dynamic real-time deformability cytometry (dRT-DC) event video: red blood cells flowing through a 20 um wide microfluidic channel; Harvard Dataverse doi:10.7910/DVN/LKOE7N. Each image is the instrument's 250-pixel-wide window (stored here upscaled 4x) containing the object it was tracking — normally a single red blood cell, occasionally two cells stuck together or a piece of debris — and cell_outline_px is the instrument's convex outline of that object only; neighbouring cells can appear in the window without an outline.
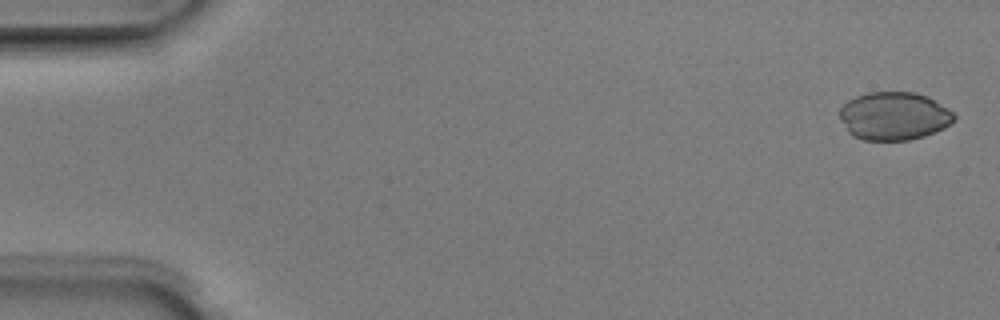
{"species": "Egyptian fruit bat (a non-hibernating species)", "species_latin": "Rousettus aegyptiacus", "temperature_condition": "room temperature", "stored_images_in_passage": 6, "camera_frame_rate_fps": 3000, "um_per_image_px": 0.085, "animal": {"sex": "male"}, "frame": {"image": 1, "passage_image": 1, "time_ms": 0.0, "image_size_px": [1000, 320], "cell_outline_px": [[956, 120], [944, 128], [924, 136], [908, 140], [864, 140], [852, 136], [848, 132], [840, 120], [840, 108], [848, 100], [856, 96], [868, 92], [916, 92], [928, 96], [952, 112], [956, 116]], "centroid_in_image_um": [75.98, 9.86], "position_along_channel_um": 9.0, "area_um2": 32.19}}